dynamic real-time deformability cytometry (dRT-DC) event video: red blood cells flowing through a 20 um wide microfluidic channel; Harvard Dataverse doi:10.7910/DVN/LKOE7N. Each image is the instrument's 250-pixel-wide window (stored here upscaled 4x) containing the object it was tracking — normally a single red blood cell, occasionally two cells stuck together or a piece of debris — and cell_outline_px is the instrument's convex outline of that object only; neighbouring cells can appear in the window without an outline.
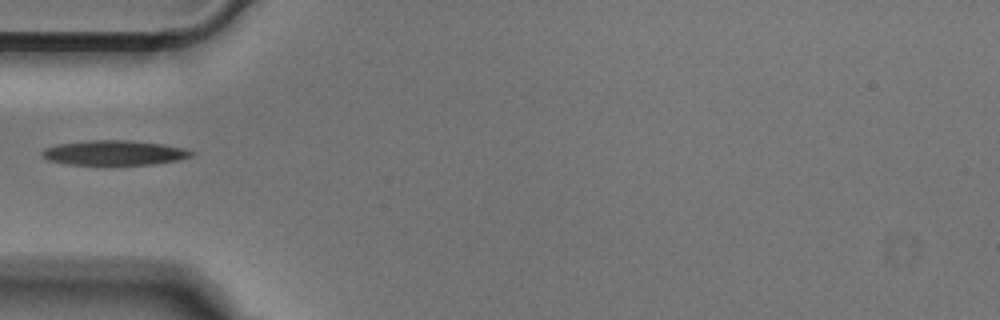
{"species": "Egyptian fruit bat (a non-hibernating species)", "species_latin": "Rousettus aegyptiacus", "temperature_condition": "cold", "stored_images_in_passage": 13, "camera_frame_rate_fps": 3000, "um_per_image_px": 0.085, "animal": {"sex": "male"}, "frame": {"image": 1, "passage_image": 1, "time_ms": 0.0, "image_size_px": [1000, 320], "cell_outline_px": [[196, 152], [192, 156], [176, 160], [152, 164], [108, 168], [68, 164], [48, 160], [40, 156], [40, 152], [44, 148], [56, 144], [92, 140], [128, 140], [160, 144], [188, 148]], "centroid_in_image_um": [9.67, 13.03], "position_along_channel_um": 75.3, "area_um2": 22.72}}
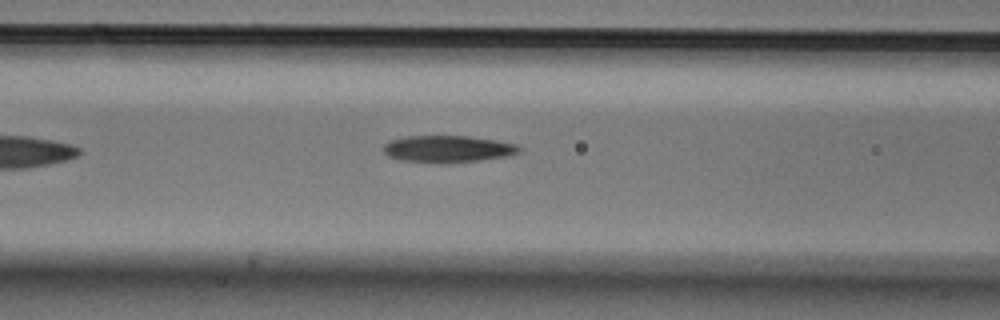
{"frame": {"image": 2, "passage_image": 5, "time_ms": 1.333, "image_size_px": [1000, 320], "cell_outline_px": [[524, 148], [520, 152], [508, 156], [480, 160], [448, 164], [440, 164], [400, 160], [388, 156], [384, 152], [384, 144], [392, 140], [408, 136], [468, 136], [496, 140], [516, 144]], "centroid_in_image_um": [38.1, 12.68], "position_along_channel_um": 128.5, "area_um2": 21.56}}
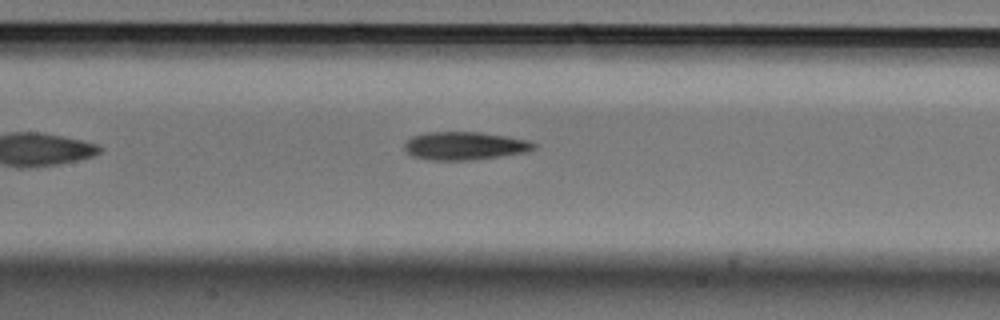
{"frame": {"image": 3, "passage_image": 8, "time_ms": 2.333, "image_size_px": [1000, 320], "cell_outline_px": [[536, 148], [528, 152], [472, 160], [428, 160], [412, 156], [404, 148], [404, 144], [412, 136], [428, 132], [480, 132], [528, 140], [536, 144]], "centroid_in_image_um": [39.5, 12.4], "position_along_channel_um": 167.9, "area_um2": 21.15}}